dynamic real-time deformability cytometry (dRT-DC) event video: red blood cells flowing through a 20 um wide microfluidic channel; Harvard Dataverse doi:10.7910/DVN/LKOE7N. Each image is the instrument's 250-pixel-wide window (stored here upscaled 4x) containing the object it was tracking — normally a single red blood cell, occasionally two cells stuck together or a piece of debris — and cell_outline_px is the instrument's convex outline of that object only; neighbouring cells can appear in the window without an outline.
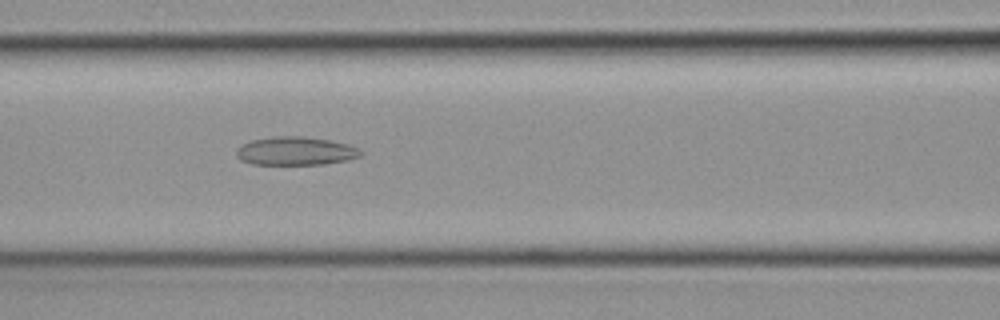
{"species": "common noctule bat (a hibernating species)", "species_latin": "Nyctalus noctula", "temperature_condition": "cold", "stored_images_in_passage": 43, "segment_of_instrument_passage": [1, 2], "camera_frame_rate_fps": 3000, "um_per_image_px": 0.085, "animal": {"sex": "female", "body_mass_g": 19.3, "forearm_length_mm": 54.1}, "frame": {"image": 1, "passage_image": 22, "time_ms": 7.0, "image_size_px": [1000, 320], "cell_outline_px": [[360, 156], [348, 160], [324, 164], [252, 164], [240, 160], [236, 156], [236, 148], [240, 144], [252, 140], [272, 136], [300, 136], [328, 140], [344, 144], [356, 148], [360, 152]], "centroid_in_image_um": [25.03, 12.84], "position_along_channel_um": 141.6, "area_um2": 20.4}}
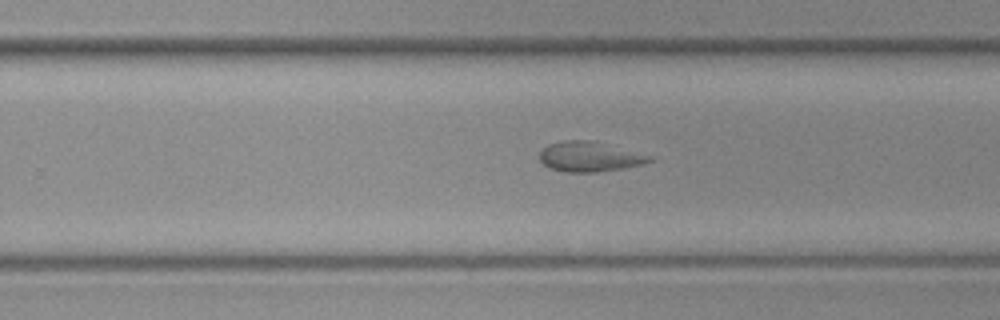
{"frame": {"image": 2, "passage_image": 32, "time_ms": 10.333, "image_size_px": [1000, 320], "cell_outline_px": [[652, 160], [640, 164], [620, 168], [596, 172], [564, 172], [548, 168], [540, 160], [540, 152], [548, 144], [564, 140], [592, 140], [648, 156]], "centroid_in_image_um": [49.99, 13.32], "position_along_channel_um": 279.8, "area_um2": 18.67}}
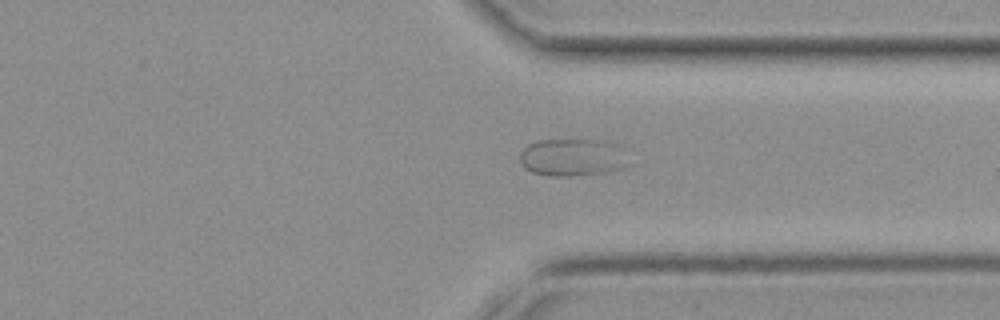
{"frame": {"image": 3, "passage_image": 38, "time_ms": 12.333, "image_size_px": [1000, 320], "cell_outline_px": [[632, 164], [620, 168], [604, 172], [568, 176], [548, 176], [532, 172], [524, 168], [520, 160], [520, 152], [528, 144], [540, 140], [604, 140], [616, 144]], "centroid_in_image_um": [48.64, 13.37], "position_along_channel_um": 362.8, "area_um2": 23.7}}